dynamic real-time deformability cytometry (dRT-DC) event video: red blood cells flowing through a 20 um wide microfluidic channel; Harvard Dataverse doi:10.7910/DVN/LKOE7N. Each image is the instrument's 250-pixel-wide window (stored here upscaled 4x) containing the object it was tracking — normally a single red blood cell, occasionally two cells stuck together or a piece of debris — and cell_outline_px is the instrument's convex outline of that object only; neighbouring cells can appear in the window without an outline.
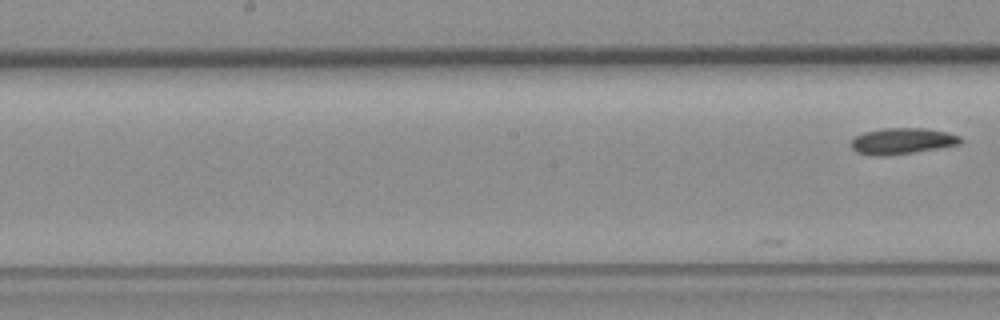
{"species": "common noctule bat (a hibernating species)", "species_latin": "Nyctalus noctula", "temperature_condition": "room temperature", "stored_images_in_passage": 10, "segment_of_instrument_passage": [2, 2], "camera_frame_rate_fps": 3000, "um_per_image_px": 0.085, "animal": {"sex": "female", "body_mass_g": 19.3, "forearm_length_mm": 54.1}, "frame": {"image": 1, "passage_image": 10, "time_ms": 11.333, "image_size_px": [1000, 320], "cell_outline_px": [[964, 140], [960, 144], [940, 148], [888, 156], [876, 156], [856, 152], [852, 148], [852, 140], [856, 136], [864, 132], [884, 128], [924, 128], [948, 132], [960, 136]], "centroid_in_image_um": [76.72, 11.99], "position_along_channel_um": 171.5, "area_um2": 16.76}}